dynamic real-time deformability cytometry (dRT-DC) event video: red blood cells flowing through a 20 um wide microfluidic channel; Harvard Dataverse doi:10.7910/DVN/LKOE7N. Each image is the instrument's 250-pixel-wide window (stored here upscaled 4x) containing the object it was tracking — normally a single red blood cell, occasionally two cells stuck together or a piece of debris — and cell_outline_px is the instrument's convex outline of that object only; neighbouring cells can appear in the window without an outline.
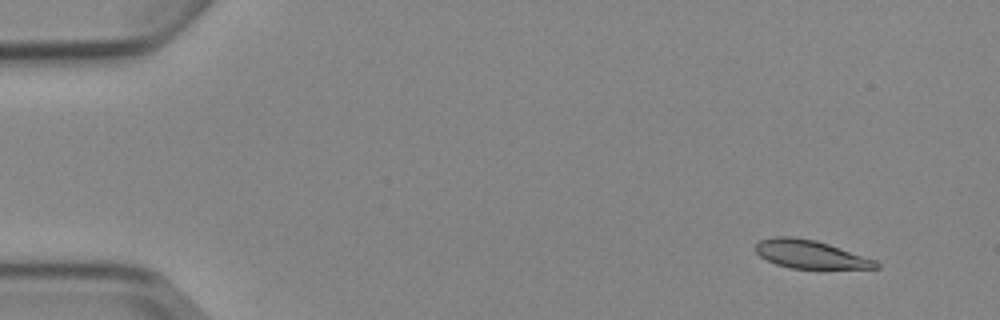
{"species": "Egyptian fruit bat (a non-hibernating species)", "species_latin": "Rousettus aegyptiacus", "temperature_condition": "cold", "stored_images_in_passage": 4, "camera_frame_rate_fps": 3000, "um_per_image_px": 0.085, "animal": {"sex": "female"}, "frame": {"image": 1, "passage_image": 1, "time_ms": 0.0, "image_size_px": [1000, 320], "cell_outline_px": [[880, 268], [792, 268], [776, 264], [760, 256], [752, 248], [760, 240], [772, 236], [792, 236], [816, 240], [876, 260], [880, 264]], "centroid_in_image_um": [68.83, 21.6], "position_along_channel_um": 16.2, "area_um2": 19.71}}
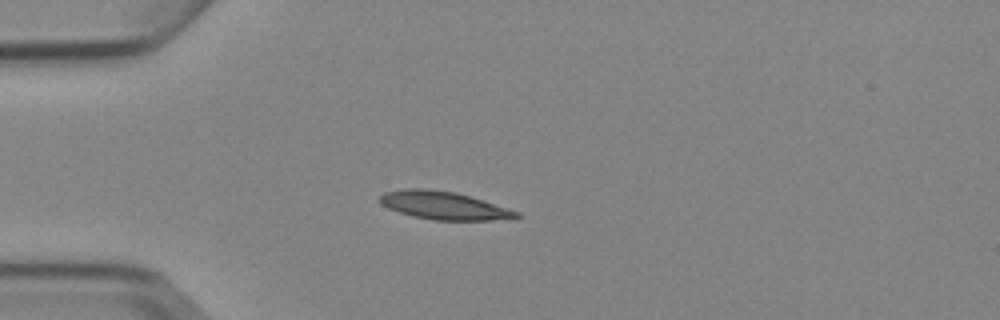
{"frame": {"image": 2, "passage_image": 4, "time_ms": 3.333, "image_size_px": [1000, 320], "cell_outline_px": [[520, 216], [516, 220], [436, 220], [412, 216], [388, 208], [380, 204], [376, 200], [384, 192], [404, 188], [424, 188], [456, 192], [520, 212]], "centroid_in_image_um": [37.72, 17.47], "position_along_channel_um": 47.3, "area_um2": 22.48}}